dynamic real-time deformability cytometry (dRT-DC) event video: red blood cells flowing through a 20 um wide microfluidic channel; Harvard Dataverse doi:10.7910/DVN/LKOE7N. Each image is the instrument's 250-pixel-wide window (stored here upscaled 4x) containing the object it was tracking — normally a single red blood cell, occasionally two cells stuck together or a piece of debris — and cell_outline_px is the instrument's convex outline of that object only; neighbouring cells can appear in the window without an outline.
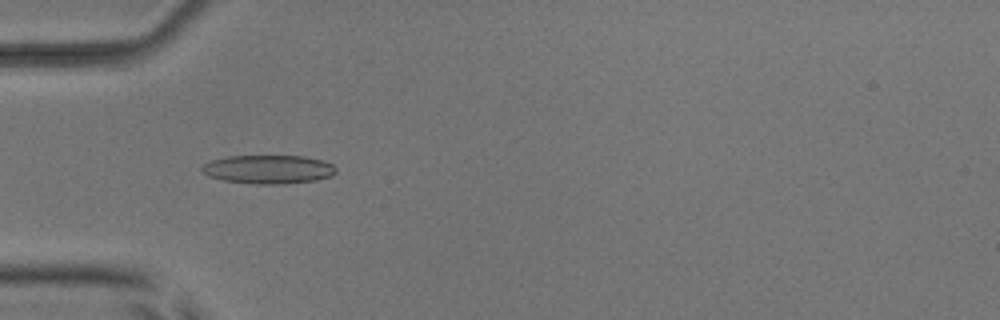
{"species": "common noctule bat (a hibernating species)", "species_latin": "Nyctalus noctula", "temperature_condition": "room temperature", "stored_images_in_passage": 6, "camera_frame_rate_fps": 3000, "um_per_image_px": 0.085, "animal": {"sex": "male", "body_mass_g": 17.9, "forearm_length_mm": 54.2}, "frame": {"image": 1, "passage_image": 5, "time_ms": 4.333, "image_size_px": [1000, 320], "cell_outline_px": [[336, 172], [332, 176], [316, 180], [280, 184], [256, 184], [224, 180], [208, 176], [200, 172], [200, 168], [204, 164], [212, 160], [228, 156], [304, 156], [324, 160], [332, 164], [336, 168]], "centroid_in_image_um": [22.82, 14.39], "position_along_channel_um": 62.2, "area_um2": 22.48}}
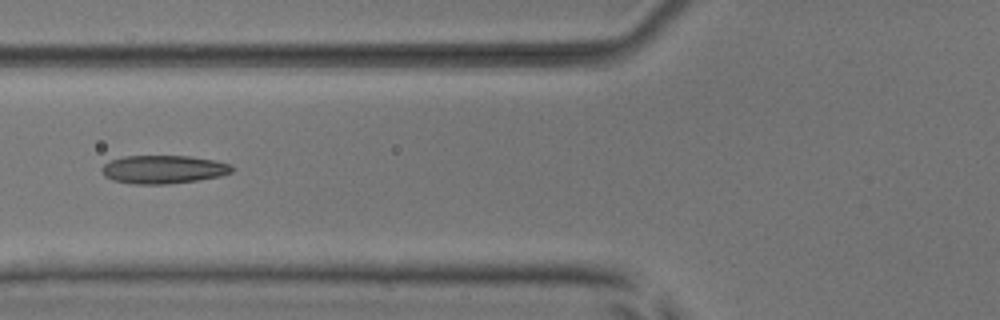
{"frame": {"image": 2, "passage_image": 6, "time_ms": 5.667, "image_size_px": [1000, 320], "cell_outline_px": [[232, 172], [220, 176], [196, 180], [164, 184], [132, 184], [112, 180], [104, 176], [100, 168], [104, 164], [112, 160], [124, 156], [188, 156], [212, 160], [232, 164]], "centroid_in_image_um": [13.85, 14.4], "position_along_channel_um": 112.0, "area_um2": 21.33}}